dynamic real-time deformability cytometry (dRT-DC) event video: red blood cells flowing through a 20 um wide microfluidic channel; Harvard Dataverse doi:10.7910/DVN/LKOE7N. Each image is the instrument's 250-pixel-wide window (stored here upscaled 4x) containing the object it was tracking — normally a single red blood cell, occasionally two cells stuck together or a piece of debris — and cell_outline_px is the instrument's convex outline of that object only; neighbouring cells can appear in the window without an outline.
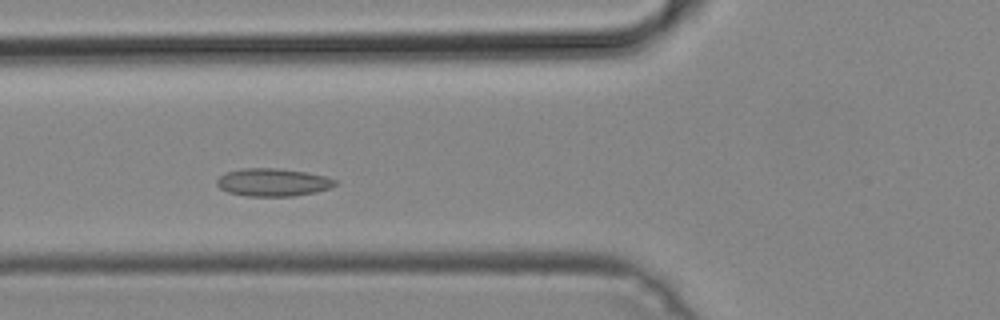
{"species": "common noctule bat (a hibernating species)", "species_latin": "Nyctalus noctula", "temperature_condition": "cold", "stored_images_in_passage": 46, "camera_frame_rate_fps": 3000, "um_per_image_px": 0.085, "animal": {"sex": "male", "body_mass_g": 19.2, "forearm_length_mm": 51.8}, "frame": {"image": 1, "passage_image": 14, "time_ms": 4.333, "image_size_px": [1000, 320], "cell_outline_px": [[336, 184], [328, 188], [316, 192], [292, 196], [248, 196], [228, 192], [220, 188], [216, 184], [216, 180], [224, 172], [240, 168], [276, 168], [304, 172], [324, 176], [336, 180]], "centroid_in_image_um": [23.14, 15.49], "position_along_channel_um": 102.7, "area_um2": 19.07}}
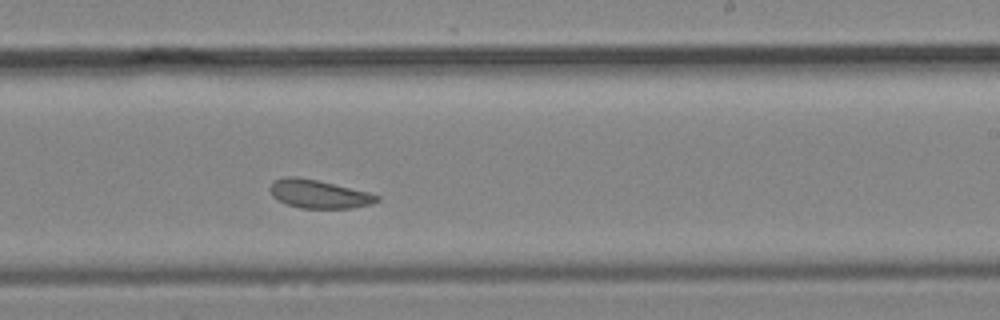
{"frame": {"image": 2, "passage_image": 26, "time_ms": 8.333, "image_size_px": [1000, 320], "cell_outline_px": [[380, 200], [372, 204], [352, 208], [300, 208], [284, 204], [276, 200], [272, 196], [268, 188], [272, 180], [284, 176], [296, 176], [316, 180], [368, 192], [380, 196]], "centroid_in_image_um": [27.03, 16.49], "position_along_channel_um": 262.0, "area_um2": 17.92}}
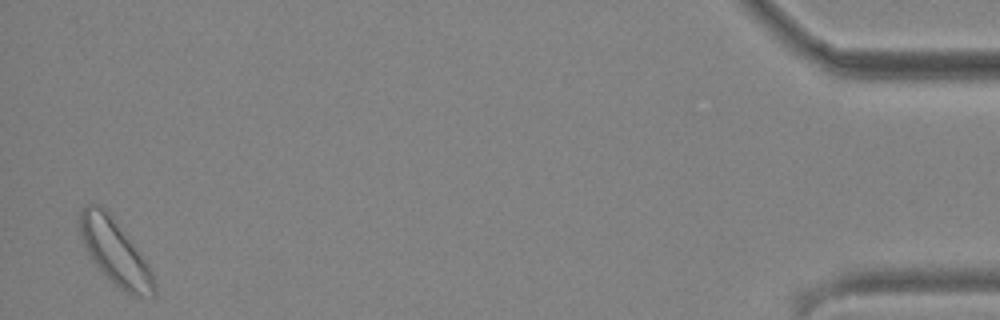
{"frame": {"image": 3, "passage_image": 45, "time_ms": 14.667, "image_size_px": [1000, 320], "cell_outline_px": [[156, 292], [152, 296], [132, 296], [124, 292], [96, 264], [84, 248], [80, 236], [80, 212], [84, 204], [100, 204], [108, 212], [148, 264], [152, 272], [156, 284]], "centroid_in_image_um": [9.77, 21.43], "position_along_channel_um": 425.4, "area_um2": 27.51}}